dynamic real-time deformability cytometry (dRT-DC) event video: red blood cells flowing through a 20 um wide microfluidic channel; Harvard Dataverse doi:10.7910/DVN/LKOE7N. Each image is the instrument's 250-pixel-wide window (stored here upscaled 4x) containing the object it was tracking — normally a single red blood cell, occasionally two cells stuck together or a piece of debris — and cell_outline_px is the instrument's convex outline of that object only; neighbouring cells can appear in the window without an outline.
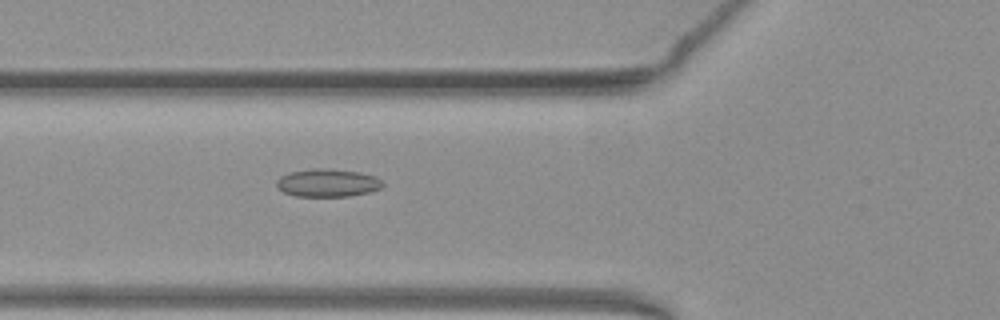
{"species": "common noctule bat (a hibernating species)", "species_latin": "Nyctalus noctula", "temperature_condition": "warm", "stored_images_in_passage": 53, "camera_frame_rate_fps": 3000, "um_per_image_px": 0.085, "animal": {"sex": "female", "body_mass_g": 19.3, "forearm_length_mm": 54.1}, "frame": {"image": 1, "passage_image": 20, "time_ms": 6.333, "image_size_px": [1000, 320], "cell_outline_px": [[384, 184], [380, 188], [372, 192], [348, 196], [296, 196], [284, 192], [276, 188], [276, 180], [280, 176], [288, 172], [312, 168], [324, 168], [360, 172], [376, 176]], "centroid_in_image_um": [27.82, 15.54], "position_along_channel_um": 98.0, "area_um2": 17.46}}
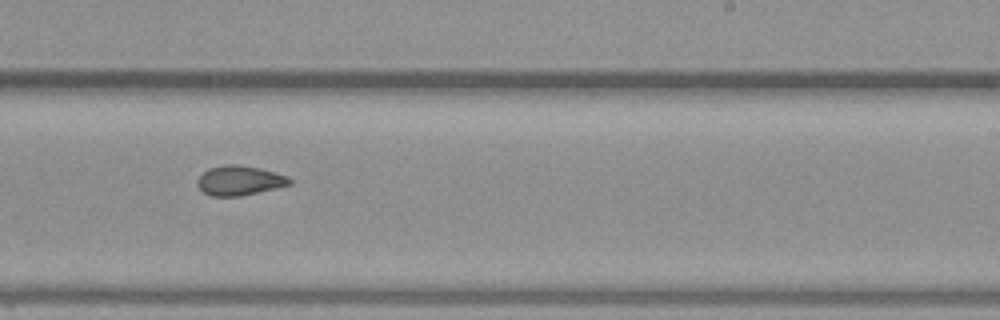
{"frame": {"image": 2, "passage_image": 33, "time_ms": 10.667, "image_size_px": [1000, 320], "cell_outline_px": [[292, 184], [276, 188], [240, 196], [212, 196], [204, 192], [196, 184], [196, 180], [208, 168], [228, 164], [236, 164], [260, 168], [288, 176], [292, 180]], "centroid_in_image_um": [20.36, 15.34], "position_along_channel_um": 268.6, "area_um2": 15.9}}
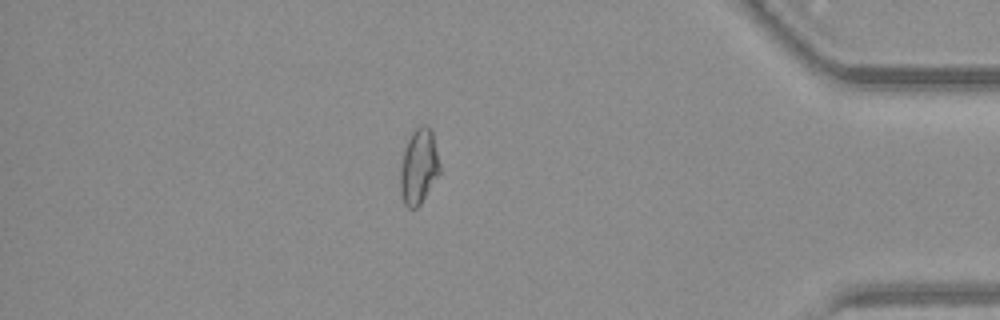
{"frame": {"image": 3, "passage_image": 46, "time_ms": 15.0, "image_size_px": [1000, 320], "cell_outline_px": [[440, 172], [420, 204], [416, 208], [408, 208], [404, 204], [400, 192], [400, 168], [404, 148], [412, 132], [420, 124], [428, 124], [432, 132], [440, 164]], "centroid_in_image_um": [35.58, 14.14], "position_along_channel_um": 399.6, "area_um2": 17.34}, "authors_computed_cell_mechanics": {"area_um2": 17.4556, "velocity_mm_per_s": 3.9247, "shape_relaxation_time_tau1_ms": null, "shape_relaxation_time_tau2_ms": 2.5107, "deformation_change_tau1": null, "deformation_change_tau2": 0.088}}